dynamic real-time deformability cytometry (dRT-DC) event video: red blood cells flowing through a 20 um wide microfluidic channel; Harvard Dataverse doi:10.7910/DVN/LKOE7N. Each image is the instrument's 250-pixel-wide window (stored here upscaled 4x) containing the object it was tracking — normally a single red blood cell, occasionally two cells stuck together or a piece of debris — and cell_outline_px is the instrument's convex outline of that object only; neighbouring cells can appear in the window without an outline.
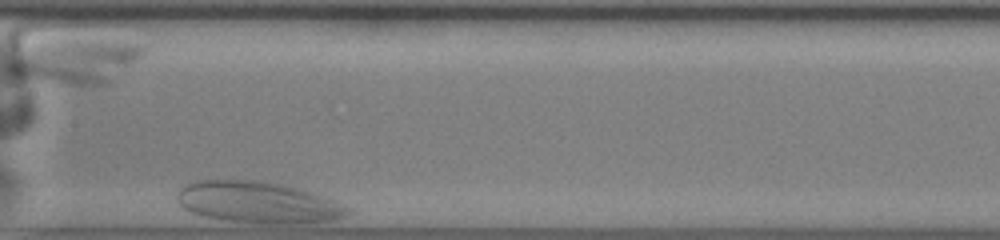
{"species": "human", "species_latin": "Homo sapiens", "temperature_condition": "room temperature", "stored_images_in_passage": 39, "camera_frame_rate_fps": 3000, "um_per_image_px": 0.085, "donor": {"sex": "female"}, "frame": {"image": 1, "passage_image": 23, "time_ms": 7.333, "image_size_px": [1000, 240], "cell_outline_px": [[352, 212], [340, 220], [296, 224], [252, 224], [220, 220], [204, 216], [192, 212], [184, 208], [176, 200], [176, 192], [184, 184], [196, 180], [264, 180], [288, 184], [320, 192], [352, 208]], "centroid_in_image_um": [22.04, 17.2], "position_along_channel_um": 185.4, "area_um2": 43.18}}